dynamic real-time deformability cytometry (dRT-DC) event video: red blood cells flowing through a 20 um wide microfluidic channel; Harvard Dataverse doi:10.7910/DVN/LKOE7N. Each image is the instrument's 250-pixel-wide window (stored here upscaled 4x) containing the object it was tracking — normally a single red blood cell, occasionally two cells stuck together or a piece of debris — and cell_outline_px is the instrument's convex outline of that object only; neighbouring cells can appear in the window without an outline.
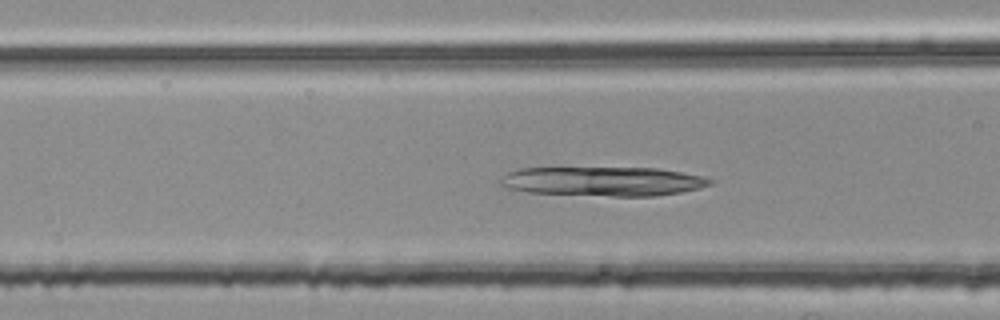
{"species": "common noctule bat (a hibernating species)", "species_latin": "Nyctalus noctula", "temperature_condition": "room temperature", "stored_images_in_passage": 51, "camera_frame_rate_fps": 3000, "um_per_image_px": 0.085, "animal": {"sex": "female", "body_mass_g": 25.1}, "frame": {"image": 1, "passage_image": 20, "time_ms": 6.333, "image_size_px": [1000, 320], "cell_outline_px": [[712, 184], [700, 188], [680, 192], [656, 196], [612, 196], [528, 192], [508, 188], [496, 184], [496, 180], [508, 172], [520, 168], [656, 168], [704, 176], [712, 180]], "centroid_in_image_um": [51.21, 15.41], "position_along_channel_um": 115.4, "area_um2": 35.84}}
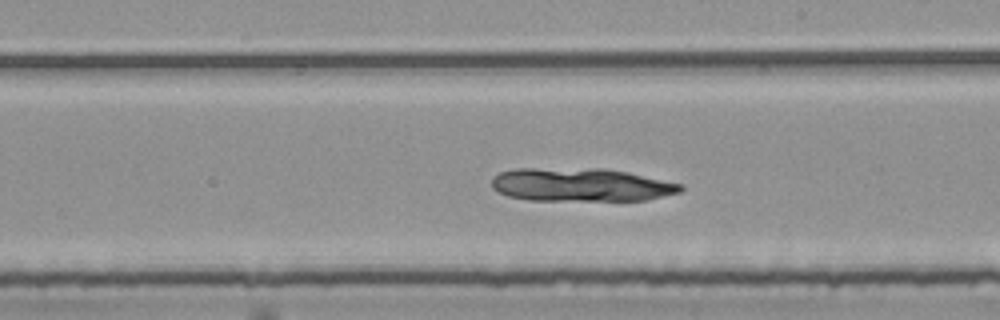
{"frame": {"image": 2, "passage_image": 30, "time_ms": 9.667, "image_size_px": [1000, 320], "cell_outline_px": [[684, 192], [644, 200], [528, 200], [508, 196], [492, 188], [492, 176], [500, 172], [516, 168], [604, 168], [628, 172], [684, 184]], "centroid_in_image_um": [49.41, 15.7], "position_along_channel_um": 239.6, "area_um2": 37.05}}
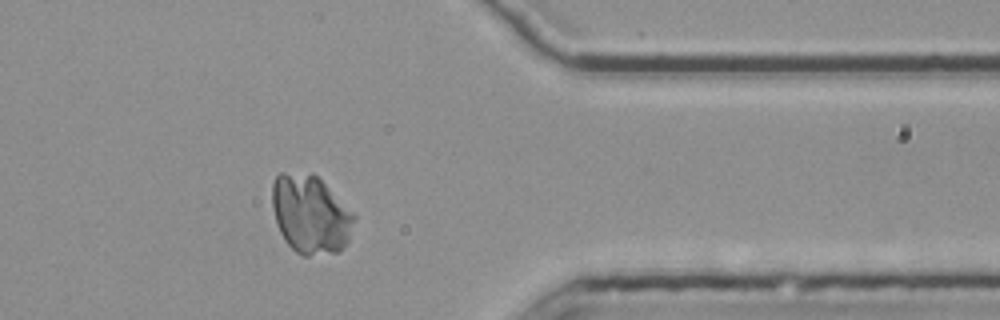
{"frame": {"image": 3, "passage_image": 43, "time_ms": 14.0, "image_size_px": [1000, 320], "cell_outline_px": [[356, 216], [348, 240], [340, 252], [308, 256], [304, 256], [296, 252], [284, 240], [276, 224], [272, 204], [272, 184], [276, 176], [280, 172], [312, 172]], "centroid_in_image_um": [26.36, 18.23], "position_along_channel_um": 385.0, "area_um2": 37.45}}